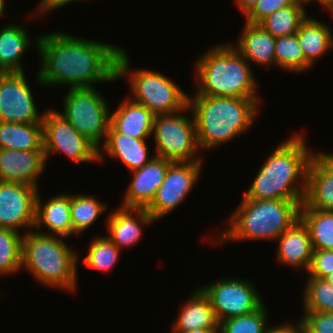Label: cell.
<instances>
[{"instance_id":"4fadbf2b","label":"cell","mask_w":333,"mask_h":333,"mask_svg":"<svg viewBox=\"0 0 333 333\" xmlns=\"http://www.w3.org/2000/svg\"><path fill=\"white\" fill-rule=\"evenodd\" d=\"M24 72L0 73V122L42 123Z\"/></svg>"},{"instance_id":"bcb514c9","label":"cell","mask_w":333,"mask_h":333,"mask_svg":"<svg viewBox=\"0 0 333 333\" xmlns=\"http://www.w3.org/2000/svg\"><path fill=\"white\" fill-rule=\"evenodd\" d=\"M331 15L333 16V8L330 10Z\"/></svg>"},{"instance_id":"9a60e30c","label":"cell","mask_w":333,"mask_h":333,"mask_svg":"<svg viewBox=\"0 0 333 333\" xmlns=\"http://www.w3.org/2000/svg\"><path fill=\"white\" fill-rule=\"evenodd\" d=\"M300 208L333 211V157L330 153H314L309 163L306 191Z\"/></svg>"},{"instance_id":"484cf974","label":"cell","mask_w":333,"mask_h":333,"mask_svg":"<svg viewBox=\"0 0 333 333\" xmlns=\"http://www.w3.org/2000/svg\"><path fill=\"white\" fill-rule=\"evenodd\" d=\"M329 25L308 16L296 32L300 47L305 58V71L309 70L315 61L333 48V34Z\"/></svg>"},{"instance_id":"b9f144b4","label":"cell","mask_w":333,"mask_h":333,"mask_svg":"<svg viewBox=\"0 0 333 333\" xmlns=\"http://www.w3.org/2000/svg\"><path fill=\"white\" fill-rule=\"evenodd\" d=\"M306 4H309L312 1H317L323 6V9L326 8L327 11H330L333 8V0H304Z\"/></svg>"},{"instance_id":"ee69618b","label":"cell","mask_w":333,"mask_h":333,"mask_svg":"<svg viewBox=\"0 0 333 333\" xmlns=\"http://www.w3.org/2000/svg\"><path fill=\"white\" fill-rule=\"evenodd\" d=\"M5 0H0V17H4Z\"/></svg>"},{"instance_id":"2e32d148","label":"cell","mask_w":333,"mask_h":333,"mask_svg":"<svg viewBox=\"0 0 333 333\" xmlns=\"http://www.w3.org/2000/svg\"><path fill=\"white\" fill-rule=\"evenodd\" d=\"M172 161L154 156L142 168L132 171V181L121 202L125 208H147L165 179Z\"/></svg>"},{"instance_id":"5b68a950","label":"cell","mask_w":333,"mask_h":333,"mask_svg":"<svg viewBox=\"0 0 333 333\" xmlns=\"http://www.w3.org/2000/svg\"><path fill=\"white\" fill-rule=\"evenodd\" d=\"M304 200H252L243 197L228 217L227 228L213 243L240 240L273 241L300 219Z\"/></svg>"},{"instance_id":"6da1fadb","label":"cell","mask_w":333,"mask_h":333,"mask_svg":"<svg viewBox=\"0 0 333 333\" xmlns=\"http://www.w3.org/2000/svg\"><path fill=\"white\" fill-rule=\"evenodd\" d=\"M38 39L41 65L37 82L41 86L91 88L117 80L116 62L122 47L65 32H51Z\"/></svg>"},{"instance_id":"4dcf8cb0","label":"cell","mask_w":333,"mask_h":333,"mask_svg":"<svg viewBox=\"0 0 333 333\" xmlns=\"http://www.w3.org/2000/svg\"><path fill=\"white\" fill-rule=\"evenodd\" d=\"M303 289L304 312L333 313V286L326 280L307 277Z\"/></svg>"},{"instance_id":"83f0119b","label":"cell","mask_w":333,"mask_h":333,"mask_svg":"<svg viewBox=\"0 0 333 333\" xmlns=\"http://www.w3.org/2000/svg\"><path fill=\"white\" fill-rule=\"evenodd\" d=\"M306 5L304 0H297L268 15L259 24L275 38L294 34L308 17Z\"/></svg>"},{"instance_id":"ac0fdd59","label":"cell","mask_w":333,"mask_h":333,"mask_svg":"<svg viewBox=\"0 0 333 333\" xmlns=\"http://www.w3.org/2000/svg\"><path fill=\"white\" fill-rule=\"evenodd\" d=\"M155 223L146 208H125L119 206L106 220L107 237L121 250L132 247L143 236V227Z\"/></svg>"},{"instance_id":"e575fe53","label":"cell","mask_w":333,"mask_h":333,"mask_svg":"<svg viewBox=\"0 0 333 333\" xmlns=\"http://www.w3.org/2000/svg\"><path fill=\"white\" fill-rule=\"evenodd\" d=\"M263 304L258 310L219 322L218 333H267L268 312Z\"/></svg>"},{"instance_id":"44dd1931","label":"cell","mask_w":333,"mask_h":333,"mask_svg":"<svg viewBox=\"0 0 333 333\" xmlns=\"http://www.w3.org/2000/svg\"><path fill=\"white\" fill-rule=\"evenodd\" d=\"M277 261L282 265L295 268H304L308 271L313 254L310 234L307 226L301 219L296 221L288 230L277 239Z\"/></svg>"},{"instance_id":"30bf717a","label":"cell","mask_w":333,"mask_h":333,"mask_svg":"<svg viewBox=\"0 0 333 333\" xmlns=\"http://www.w3.org/2000/svg\"><path fill=\"white\" fill-rule=\"evenodd\" d=\"M43 149L46 162L49 155L64 153L76 163L98 161V148L81 135L57 110L43 112Z\"/></svg>"},{"instance_id":"8992f818","label":"cell","mask_w":333,"mask_h":333,"mask_svg":"<svg viewBox=\"0 0 333 333\" xmlns=\"http://www.w3.org/2000/svg\"><path fill=\"white\" fill-rule=\"evenodd\" d=\"M65 237L29 231L22 239V270L42 285L75 292L77 288L78 253L65 242Z\"/></svg>"},{"instance_id":"836d02e7","label":"cell","mask_w":333,"mask_h":333,"mask_svg":"<svg viewBox=\"0 0 333 333\" xmlns=\"http://www.w3.org/2000/svg\"><path fill=\"white\" fill-rule=\"evenodd\" d=\"M121 250L107 237V235L93 238L87 256L82 262L85 266L99 271H110L117 264Z\"/></svg>"},{"instance_id":"7a4b0ae2","label":"cell","mask_w":333,"mask_h":333,"mask_svg":"<svg viewBox=\"0 0 333 333\" xmlns=\"http://www.w3.org/2000/svg\"><path fill=\"white\" fill-rule=\"evenodd\" d=\"M304 138L298 133L281 142L266 158L244 198L304 200L308 167L314 156Z\"/></svg>"},{"instance_id":"f35d334b","label":"cell","mask_w":333,"mask_h":333,"mask_svg":"<svg viewBox=\"0 0 333 333\" xmlns=\"http://www.w3.org/2000/svg\"><path fill=\"white\" fill-rule=\"evenodd\" d=\"M75 1L77 2L82 0H40V3L36 8L37 12L35 10V12L32 14L35 16H42L43 14H47L50 11L52 12L57 8H61L65 5H68V3L70 4Z\"/></svg>"},{"instance_id":"ffe728a7","label":"cell","mask_w":333,"mask_h":333,"mask_svg":"<svg viewBox=\"0 0 333 333\" xmlns=\"http://www.w3.org/2000/svg\"><path fill=\"white\" fill-rule=\"evenodd\" d=\"M101 145L102 147L98 149V162H103V155L107 154L113 159L121 160L129 172L142 168L155 156H149L146 139H134L131 136L121 134L111 125L106 139Z\"/></svg>"},{"instance_id":"74e56055","label":"cell","mask_w":333,"mask_h":333,"mask_svg":"<svg viewBox=\"0 0 333 333\" xmlns=\"http://www.w3.org/2000/svg\"><path fill=\"white\" fill-rule=\"evenodd\" d=\"M307 277L325 279L333 272V250H313Z\"/></svg>"},{"instance_id":"f546056e","label":"cell","mask_w":333,"mask_h":333,"mask_svg":"<svg viewBox=\"0 0 333 333\" xmlns=\"http://www.w3.org/2000/svg\"><path fill=\"white\" fill-rule=\"evenodd\" d=\"M107 205L90 194H71V221L73 235H80L90 228L101 214L105 213Z\"/></svg>"},{"instance_id":"d6986e66","label":"cell","mask_w":333,"mask_h":333,"mask_svg":"<svg viewBox=\"0 0 333 333\" xmlns=\"http://www.w3.org/2000/svg\"><path fill=\"white\" fill-rule=\"evenodd\" d=\"M38 191L36 198V211H35V231L40 228L47 229L43 232L37 231L42 234L60 236L67 238L73 236V224L71 221V195L64 193L51 196L47 202L41 199Z\"/></svg>"},{"instance_id":"d4e9b609","label":"cell","mask_w":333,"mask_h":333,"mask_svg":"<svg viewBox=\"0 0 333 333\" xmlns=\"http://www.w3.org/2000/svg\"><path fill=\"white\" fill-rule=\"evenodd\" d=\"M38 40L31 41L28 31L21 25H4L0 29V73L24 72L23 55L32 42L37 50Z\"/></svg>"},{"instance_id":"4316f807","label":"cell","mask_w":333,"mask_h":333,"mask_svg":"<svg viewBox=\"0 0 333 333\" xmlns=\"http://www.w3.org/2000/svg\"><path fill=\"white\" fill-rule=\"evenodd\" d=\"M0 149L44 150L43 124L0 122Z\"/></svg>"},{"instance_id":"f1b7e54d","label":"cell","mask_w":333,"mask_h":333,"mask_svg":"<svg viewBox=\"0 0 333 333\" xmlns=\"http://www.w3.org/2000/svg\"><path fill=\"white\" fill-rule=\"evenodd\" d=\"M300 219L309 230L313 250H333V211L300 208Z\"/></svg>"},{"instance_id":"3957f363","label":"cell","mask_w":333,"mask_h":333,"mask_svg":"<svg viewBox=\"0 0 333 333\" xmlns=\"http://www.w3.org/2000/svg\"><path fill=\"white\" fill-rule=\"evenodd\" d=\"M188 95L199 148L212 150L248 131L258 115L260 99Z\"/></svg>"},{"instance_id":"60d3db41","label":"cell","mask_w":333,"mask_h":333,"mask_svg":"<svg viewBox=\"0 0 333 333\" xmlns=\"http://www.w3.org/2000/svg\"><path fill=\"white\" fill-rule=\"evenodd\" d=\"M238 9L240 8L241 13L244 16L253 8V6L258 2V0H235Z\"/></svg>"},{"instance_id":"1f68e13d","label":"cell","mask_w":333,"mask_h":333,"mask_svg":"<svg viewBox=\"0 0 333 333\" xmlns=\"http://www.w3.org/2000/svg\"><path fill=\"white\" fill-rule=\"evenodd\" d=\"M23 235L0 227V277L21 271Z\"/></svg>"},{"instance_id":"d590c367","label":"cell","mask_w":333,"mask_h":333,"mask_svg":"<svg viewBox=\"0 0 333 333\" xmlns=\"http://www.w3.org/2000/svg\"><path fill=\"white\" fill-rule=\"evenodd\" d=\"M296 1L297 0H258L253 8L245 15L246 22L259 24L268 15Z\"/></svg>"},{"instance_id":"5bb4252c","label":"cell","mask_w":333,"mask_h":333,"mask_svg":"<svg viewBox=\"0 0 333 333\" xmlns=\"http://www.w3.org/2000/svg\"><path fill=\"white\" fill-rule=\"evenodd\" d=\"M38 191L25 183L0 181V227L16 232L24 228L23 234L34 230Z\"/></svg>"},{"instance_id":"cb8c5ba5","label":"cell","mask_w":333,"mask_h":333,"mask_svg":"<svg viewBox=\"0 0 333 333\" xmlns=\"http://www.w3.org/2000/svg\"><path fill=\"white\" fill-rule=\"evenodd\" d=\"M154 119L155 115L144 105L127 97L111 114L110 125L117 132L134 139H148L153 135Z\"/></svg>"},{"instance_id":"ba28073f","label":"cell","mask_w":333,"mask_h":333,"mask_svg":"<svg viewBox=\"0 0 333 333\" xmlns=\"http://www.w3.org/2000/svg\"><path fill=\"white\" fill-rule=\"evenodd\" d=\"M59 112L81 135L98 149L105 141L111 123L108 102L96 88H71Z\"/></svg>"},{"instance_id":"277c9868","label":"cell","mask_w":333,"mask_h":333,"mask_svg":"<svg viewBox=\"0 0 333 333\" xmlns=\"http://www.w3.org/2000/svg\"><path fill=\"white\" fill-rule=\"evenodd\" d=\"M208 50L194 62L197 95L260 99L252 67L231 44Z\"/></svg>"},{"instance_id":"e0dca14e","label":"cell","mask_w":333,"mask_h":333,"mask_svg":"<svg viewBox=\"0 0 333 333\" xmlns=\"http://www.w3.org/2000/svg\"><path fill=\"white\" fill-rule=\"evenodd\" d=\"M45 166L44 150L0 149V181L39 187L38 179Z\"/></svg>"},{"instance_id":"8d00e7d4","label":"cell","mask_w":333,"mask_h":333,"mask_svg":"<svg viewBox=\"0 0 333 333\" xmlns=\"http://www.w3.org/2000/svg\"><path fill=\"white\" fill-rule=\"evenodd\" d=\"M299 320L306 333H333V313L304 312Z\"/></svg>"},{"instance_id":"7402d4cb","label":"cell","mask_w":333,"mask_h":333,"mask_svg":"<svg viewBox=\"0 0 333 333\" xmlns=\"http://www.w3.org/2000/svg\"><path fill=\"white\" fill-rule=\"evenodd\" d=\"M244 29L232 46L251 65L263 66L275 65V42L276 38L267 32L260 24L245 22ZM251 61V63H250Z\"/></svg>"},{"instance_id":"52a82bcc","label":"cell","mask_w":333,"mask_h":333,"mask_svg":"<svg viewBox=\"0 0 333 333\" xmlns=\"http://www.w3.org/2000/svg\"><path fill=\"white\" fill-rule=\"evenodd\" d=\"M130 58L124 48L117 56L116 79L126 76L130 86L128 97L144 105L155 116L173 114L188 105V94L179 86L158 71L139 69L131 71Z\"/></svg>"},{"instance_id":"603a6c76","label":"cell","mask_w":333,"mask_h":333,"mask_svg":"<svg viewBox=\"0 0 333 333\" xmlns=\"http://www.w3.org/2000/svg\"><path fill=\"white\" fill-rule=\"evenodd\" d=\"M171 332H186L194 329H219V322L207 295L196 288L188 300L179 307Z\"/></svg>"},{"instance_id":"7c38bea8","label":"cell","mask_w":333,"mask_h":333,"mask_svg":"<svg viewBox=\"0 0 333 333\" xmlns=\"http://www.w3.org/2000/svg\"><path fill=\"white\" fill-rule=\"evenodd\" d=\"M203 161L172 162L154 200L146 208L157 221L175 210L186 199L201 175Z\"/></svg>"},{"instance_id":"9c48e42d","label":"cell","mask_w":333,"mask_h":333,"mask_svg":"<svg viewBox=\"0 0 333 333\" xmlns=\"http://www.w3.org/2000/svg\"><path fill=\"white\" fill-rule=\"evenodd\" d=\"M187 110L188 105L179 112L155 116L152 132L155 156L172 162L204 160L197 154L200 148L193 114L191 118L183 115Z\"/></svg>"},{"instance_id":"ab89813d","label":"cell","mask_w":333,"mask_h":333,"mask_svg":"<svg viewBox=\"0 0 333 333\" xmlns=\"http://www.w3.org/2000/svg\"><path fill=\"white\" fill-rule=\"evenodd\" d=\"M267 333H306V330L302 321L298 320L296 324L288 321L273 327L271 325L268 327Z\"/></svg>"},{"instance_id":"f6af8a7d","label":"cell","mask_w":333,"mask_h":333,"mask_svg":"<svg viewBox=\"0 0 333 333\" xmlns=\"http://www.w3.org/2000/svg\"><path fill=\"white\" fill-rule=\"evenodd\" d=\"M333 286V272L325 278Z\"/></svg>"},{"instance_id":"7bdbcfd3","label":"cell","mask_w":333,"mask_h":333,"mask_svg":"<svg viewBox=\"0 0 333 333\" xmlns=\"http://www.w3.org/2000/svg\"><path fill=\"white\" fill-rule=\"evenodd\" d=\"M219 329H194L186 332H172V333H218Z\"/></svg>"},{"instance_id":"d6a6232c","label":"cell","mask_w":333,"mask_h":333,"mask_svg":"<svg viewBox=\"0 0 333 333\" xmlns=\"http://www.w3.org/2000/svg\"><path fill=\"white\" fill-rule=\"evenodd\" d=\"M275 66L297 74L305 71L304 53L296 33L276 38Z\"/></svg>"},{"instance_id":"8fae6325","label":"cell","mask_w":333,"mask_h":333,"mask_svg":"<svg viewBox=\"0 0 333 333\" xmlns=\"http://www.w3.org/2000/svg\"><path fill=\"white\" fill-rule=\"evenodd\" d=\"M201 286L209 298L218 322L250 314L258 310L264 300L249 280L220 278Z\"/></svg>"}]
</instances>
